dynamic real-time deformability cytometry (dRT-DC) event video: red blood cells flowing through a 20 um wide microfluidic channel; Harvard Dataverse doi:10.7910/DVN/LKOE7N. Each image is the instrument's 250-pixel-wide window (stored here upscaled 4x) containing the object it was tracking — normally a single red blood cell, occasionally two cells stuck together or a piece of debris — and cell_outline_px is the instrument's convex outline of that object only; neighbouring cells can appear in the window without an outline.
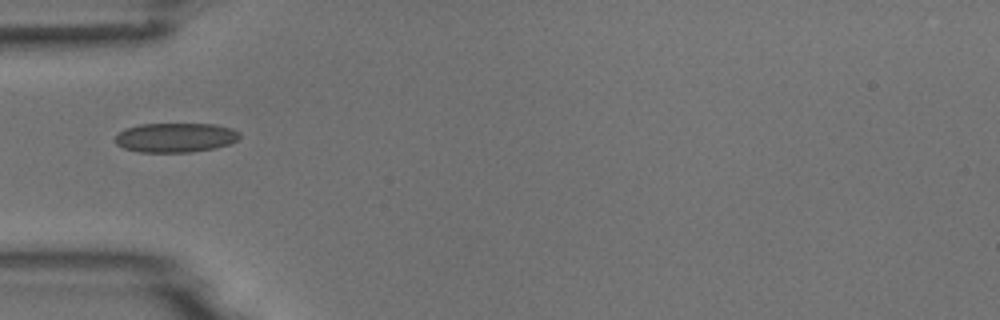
{"species": "common noctule bat (a hibernating species)", "species_latin": "Nyctalus noctula", "temperature_condition": "room temperature", "stored_images_in_passage": 7, "camera_frame_rate_fps": 3000, "um_per_image_px": 0.085, "animal": {"sex": "male", "body_mass_g": 18.8}, "frame": {"image": 1, "passage_image": 4, "time_ms": 3.667, "image_size_px": [1000, 320], "cell_outline_px": [[240, 136], [232, 144], [216, 148], [188, 152], [140, 152], [124, 148], [116, 144], [116, 136], [124, 128], [140, 124], [216, 124], [232, 128], [240, 132]], "centroid_in_image_um": [14.95, 11.69], "position_along_channel_um": 70.1, "area_um2": 21.44}}